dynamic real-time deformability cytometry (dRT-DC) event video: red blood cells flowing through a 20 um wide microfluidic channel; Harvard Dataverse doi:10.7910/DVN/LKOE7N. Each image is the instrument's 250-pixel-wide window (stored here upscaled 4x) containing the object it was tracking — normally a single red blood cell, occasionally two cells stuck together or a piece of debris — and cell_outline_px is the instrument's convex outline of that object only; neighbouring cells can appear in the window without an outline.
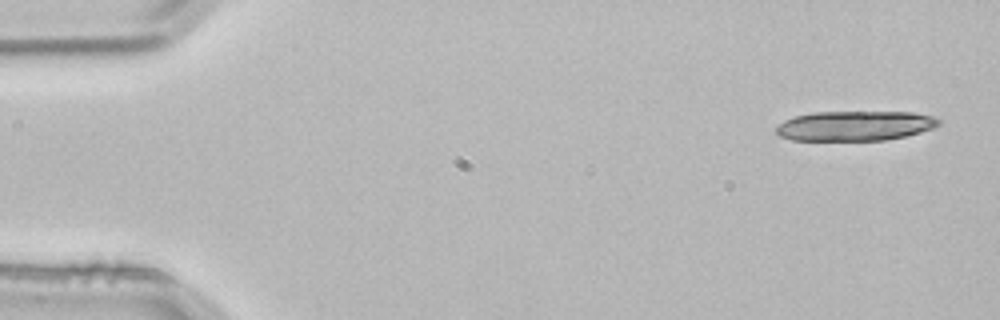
{"species": "common noctule bat (a hibernating species)", "species_latin": "Nyctalus noctula", "temperature_condition": "room temperature", "stored_images_in_passage": 4, "camera_frame_rate_fps": 3000, "um_per_image_px": 0.085, "animal": {"sex": "male", "body_mass_g": 21.5, "forearm_length_mm": 52.0}, "frame": {"image": 1, "passage_image": 1, "time_ms": 0.0, "image_size_px": [1000, 320], "cell_outline_px": [[940, 124], [936, 128], [904, 136], [884, 140], [792, 140], [780, 136], [776, 132], [776, 124], [792, 116], [812, 112], [912, 112], [932, 116], [940, 120]], "centroid_in_image_um": [72.64, 10.68], "position_along_channel_um": 12.4, "area_um2": 28.44}}